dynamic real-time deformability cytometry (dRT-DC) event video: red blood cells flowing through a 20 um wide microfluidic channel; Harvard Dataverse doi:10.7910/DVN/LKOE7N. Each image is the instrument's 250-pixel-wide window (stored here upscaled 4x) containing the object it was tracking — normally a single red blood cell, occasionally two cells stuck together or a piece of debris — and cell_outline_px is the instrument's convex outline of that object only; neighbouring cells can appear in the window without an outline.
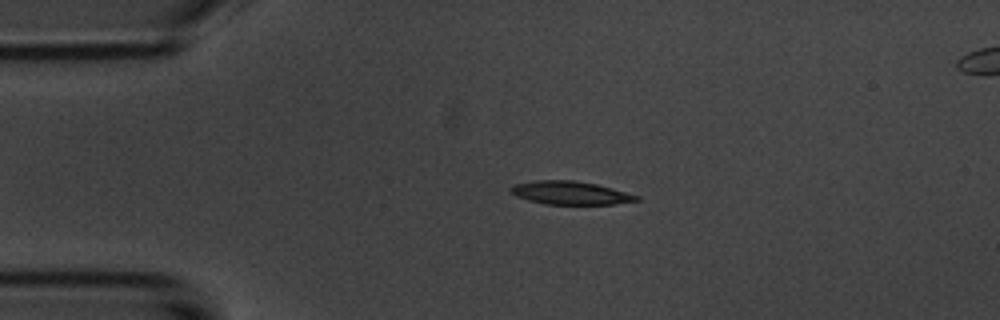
{"species": "common noctule bat (a hibernating species)", "species_latin": "Nyctalus noctula", "temperature_condition": "room temperature", "stored_images_in_passage": 4, "camera_frame_rate_fps": 3000, "um_per_image_px": 0.085, "animal": {"sex": "male", "body_mass_g": 20.1, "forearm_length_mm": 53.5}, "frame": {"image": 1, "passage_image": 3, "time_ms": 2.333, "image_size_px": [1000, 320], "cell_outline_px": [[640, 200], [616, 204], [544, 204], [528, 200], [516, 196], [508, 192], [508, 188], [512, 184], [532, 180], [572, 180], [596, 184], [612, 188], [640, 196]], "centroid_in_image_um": [48.41, 16.39], "position_along_channel_um": 36.6, "area_um2": 17.28}}